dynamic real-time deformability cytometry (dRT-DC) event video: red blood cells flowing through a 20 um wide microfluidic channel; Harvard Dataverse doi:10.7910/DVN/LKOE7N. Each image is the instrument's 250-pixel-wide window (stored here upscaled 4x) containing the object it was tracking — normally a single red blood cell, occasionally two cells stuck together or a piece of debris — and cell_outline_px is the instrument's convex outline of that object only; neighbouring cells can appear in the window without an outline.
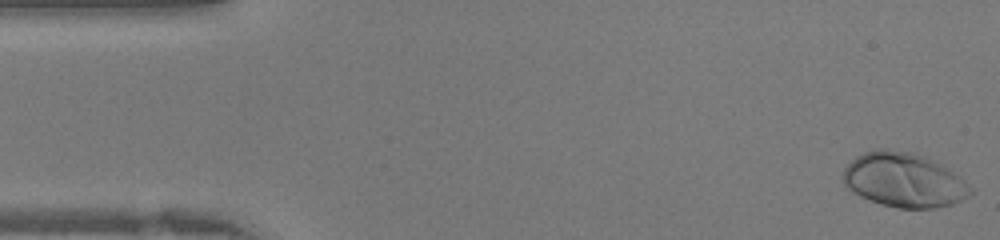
{"species": "human", "species_latin": "Homo sapiens", "temperature_condition": "warm", "stored_images_in_passage": 41, "camera_frame_rate_fps": 3000, "um_per_image_px": 0.085, "donor": {"sex": "female"}, "frame": {"image": 1, "passage_image": 1, "time_ms": 0.0, "image_size_px": [1000, 240], "cell_outline_px": [[972, 192], [968, 196], [952, 204], [932, 208], [896, 208], [880, 204], [860, 196], [852, 192], [844, 184], [844, 168], [856, 156], [864, 152], [876, 148], [884, 148], [908, 152], [924, 156], [940, 164], [964, 180], [972, 188]], "centroid_in_image_um": [76.8, 15.3], "position_along_channel_um": 8.2, "area_um2": 40.11}}
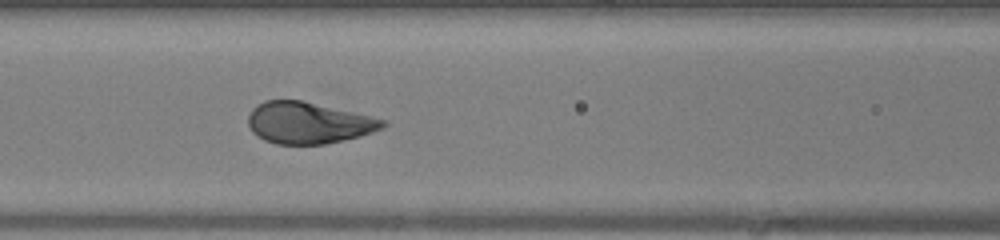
{"frame": {"image": 2, "passage_image": 17, "time_ms": 5.333, "image_size_px": [1000, 240], "cell_outline_px": [[388, 124], [384, 128], [360, 136], [324, 144], [276, 144], [264, 140], [256, 136], [252, 132], [248, 124], [248, 116], [252, 108], [256, 104], [264, 100], [300, 100], [372, 116], [388, 120]], "centroid_in_image_um": [26.21, 10.44], "position_along_channel_um": 140.4, "area_um2": 32.71}}
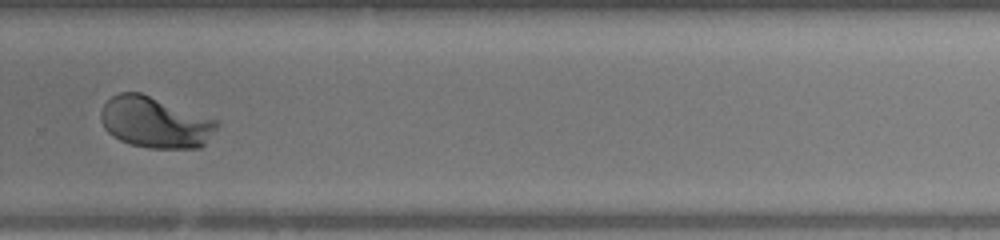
{"frame": {"image": 3, "passage_image": 28, "time_ms": 9.0, "image_size_px": [1000, 240], "cell_outline_px": [[220, 124], [204, 144], [200, 148], [148, 148], [132, 144], [120, 140], [108, 132], [104, 128], [100, 120], [100, 112], [104, 104], [112, 96], [120, 92], [140, 92], [220, 120]], "centroid_in_image_um": [13.2, 10.39], "position_along_channel_um": 316.6, "area_um2": 34.74}}